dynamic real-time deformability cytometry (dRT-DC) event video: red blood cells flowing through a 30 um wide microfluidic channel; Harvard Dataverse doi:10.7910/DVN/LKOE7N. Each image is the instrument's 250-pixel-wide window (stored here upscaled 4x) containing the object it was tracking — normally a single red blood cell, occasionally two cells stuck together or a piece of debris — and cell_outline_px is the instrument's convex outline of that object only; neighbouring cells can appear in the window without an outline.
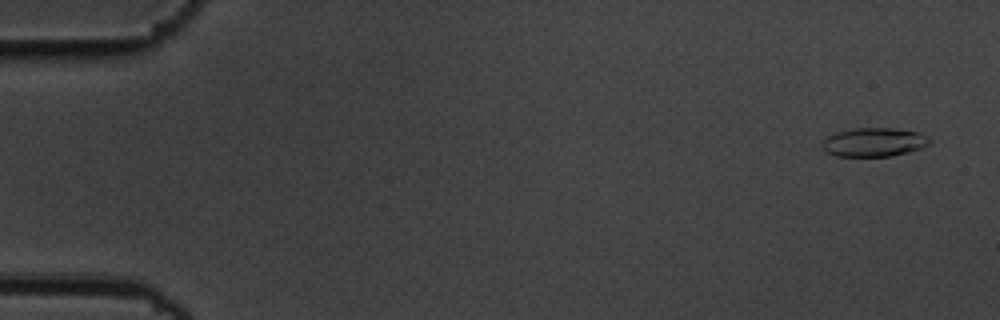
{"species": "common noctule bat (a hibernating species)", "species_latin": "Nyctalus noctula", "temperature_condition": "cold", "stored_images_in_passage": 52, "camera_frame_rate_fps": 3000, "um_per_image_px": 0.085, "animal": {"sex": "male", "body_mass_g": 19.5, "forearm_length_mm": 54.6}, "frame": {"image": 1, "passage_image": 3, "time_ms": 0.667, "image_size_px": [1000, 320], "cell_outline_px": [[932, 140], [928, 144], [920, 148], [908, 152], [892, 156], [836, 156], [828, 152], [824, 148], [824, 140], [828, 136], [836, 132], [852, 128], [892, 128], [920, 132], [928, 136]], "centroid_in_image_um": [74.33, 12.07], "position_along_channel_um": 10.7, "area_um2": 17.92}}
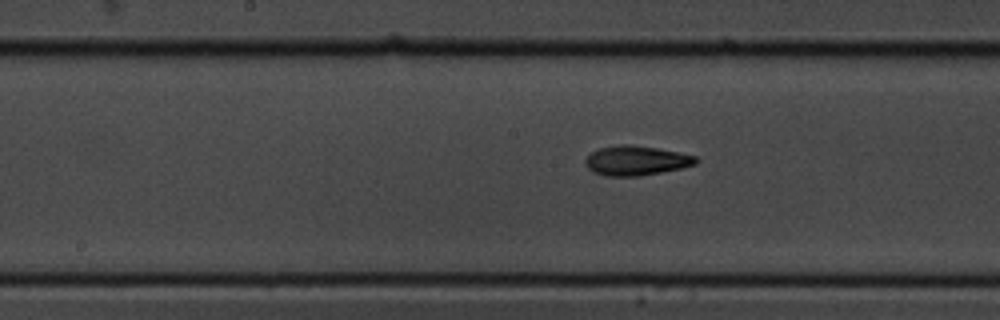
{"frame": {"image": 2, "passage_image": 29, "time_ms": 9.333, "image_size_px": [1000, 320], "cell_outline_px": [[700, 160], [696, 164], [680, 168], [640, 176], [604, 176], [592, 172], [584, 164], [584, 160], [592, 152], [600, 148], [616, 144], [628, 144], [656, 148], [696, 156]], "centroid_in_image_um": [54.03, 13.65], "position_along_channel_um": 194.2, "area_um2": 19.07}}
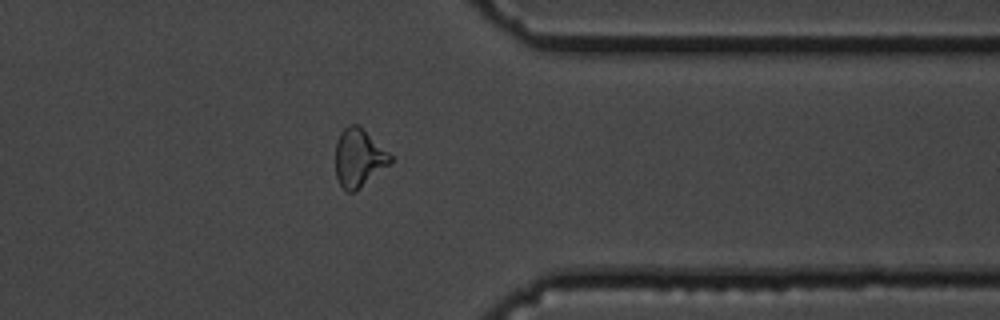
{"frame": {"image": 3, "passage_image": 45, "time_ms": 14.667, "image_size_px": [1000, 320], "cell_outline_px": [[392, 164], [352, 192], [344, 192], [336, 176], [336, 140], [340, 132], [348, 124], [356, 124], [388, 152], [392, 156]], "centroid_in_image_um": [30.48, 13.43], "position_along_channel_um": 380.9, "area_um2": 18.32}}